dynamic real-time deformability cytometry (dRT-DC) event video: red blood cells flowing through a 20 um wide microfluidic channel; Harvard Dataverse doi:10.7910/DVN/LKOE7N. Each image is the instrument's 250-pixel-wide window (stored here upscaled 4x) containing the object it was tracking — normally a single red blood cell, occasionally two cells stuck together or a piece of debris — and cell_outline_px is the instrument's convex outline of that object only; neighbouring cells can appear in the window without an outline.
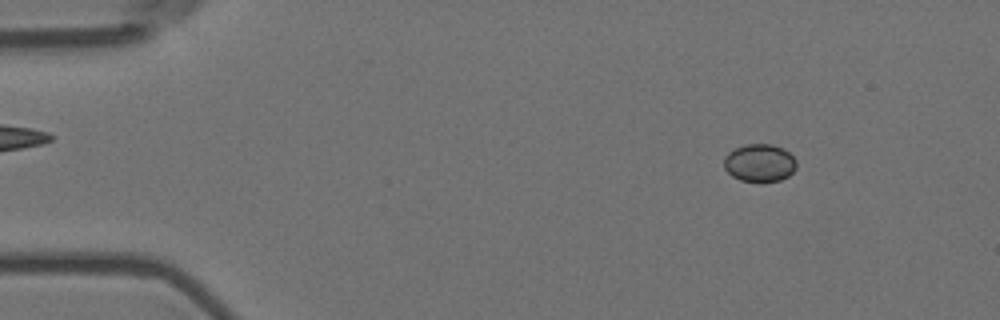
{"species": "Egyptian fruit bat (a non-hibernating species)", "species_latin": "Rousettus aegyptiacus", "temperature_condition": "room temperature", "stored_images_in_passage": 57, "camera_frame_rate_fps": 3000, "um_per_image_px": 0.085, "animal": {"sex": "female"}, "frame": {"image": 1, "passage_image": 7, "time_ms": 2.0, "image_size_px": [1000, 320], "cell_outline_px": [[796, 168], [788, 176], [780, 180], [760, 184], [740, 180], [732, 176], [724, 168], [724, 156], [728, 152], [744, 144], [772, 144], [784, 148], [796, 160]], "centroid_in_image_um": [64.56, 13.87], "position_along_channel_um": 20.4, "area_um2": 16.36}}
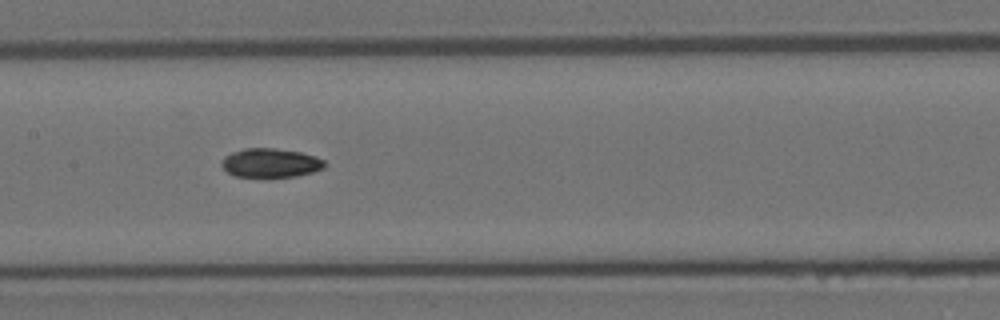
{"frame": {"image": 2, "passage_image": 28, "time_ms": 9.0, "image_size_px": [1000, 320], "cell_outline_px": [[328, 164], [324, 168], [312, 172], [296, 176], [236, 176], [228, 172], [220, 164], [224, 156], [232, 152], [244, 148], [276, 148], [300, 152], [316, 156], [324, 160]], "centroid_in_image_um": [23.02, 13.83], "position_along_channel_um": 184.4, "area_um2": 17.34}}
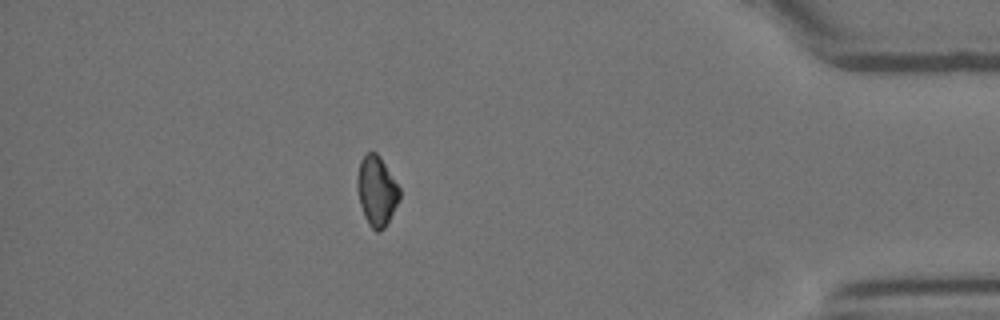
{"frame": {"image": 3, "passage_image": 50, "time_ms": 16.333, "image_size_px": [1000, 320], "cell_outline_px": [[400, 200], [384, 228], [380, 232], [376, 232], [368, 224], [364, 216], [360, 204], [356, 188], [356, 180], [360, 160], [368, 152], [376, 152], [380, 156], [400, 188]], "centroid_in_image_um": [32.01, 16.24], "position_along_channel_um": 403.2, "area_um2": 17.34}, "authors_computed_cell_mechanics": {"area_um2": 17.2244, "velocity_mm_per_s": 3.5795, "shape_relaxation_time_tau1_ms": 6.2127, "shape_relaxation_time_tau2_ms": null, "deformation_change_tau1": 0.1051, "deformation_change_tau2": null}}